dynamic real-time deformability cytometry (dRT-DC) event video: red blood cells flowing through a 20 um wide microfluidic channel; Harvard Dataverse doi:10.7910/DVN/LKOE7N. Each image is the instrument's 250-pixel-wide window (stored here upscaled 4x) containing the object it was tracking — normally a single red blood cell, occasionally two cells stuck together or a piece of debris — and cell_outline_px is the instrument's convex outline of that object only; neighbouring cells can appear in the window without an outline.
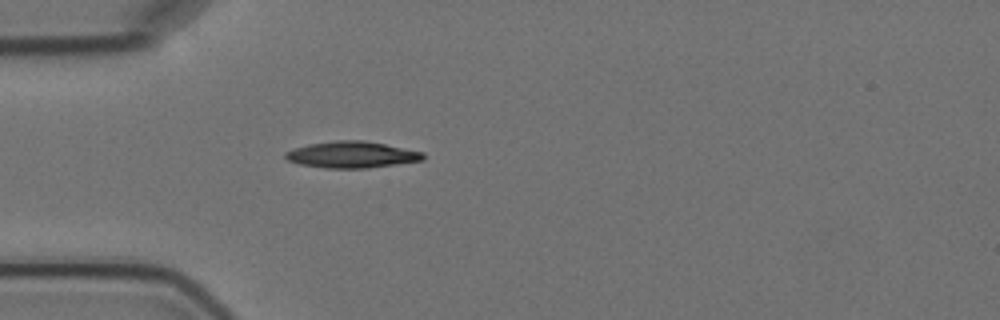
{"species": "Egyptian fruit bat (a non-hibernating species)", "species_latin": "Rousettus aegyptiacus", "temperature_condition": "cold", "stored_images_in_passage": 1, "camera_frame_rate_fps": 3000, "um_per_image_px": 0.085, "animal": {"sex": "female"}, "frame": {"image": 1, "passage_image": 1, "time_ms": 0.0, "image_size_px": [1000, 320], "cell_outline_px": [[424, 160], [368, 168], [324, 168], [300, 164], [288, 160], [284, 156], [284, 152], [308, 144], [336, 140], [364, 140], [424, 152]], "centroid_in_image_um": [29.9, 13.14], "position_along_channel_um": 55.1, "area_um2": 21.15}}